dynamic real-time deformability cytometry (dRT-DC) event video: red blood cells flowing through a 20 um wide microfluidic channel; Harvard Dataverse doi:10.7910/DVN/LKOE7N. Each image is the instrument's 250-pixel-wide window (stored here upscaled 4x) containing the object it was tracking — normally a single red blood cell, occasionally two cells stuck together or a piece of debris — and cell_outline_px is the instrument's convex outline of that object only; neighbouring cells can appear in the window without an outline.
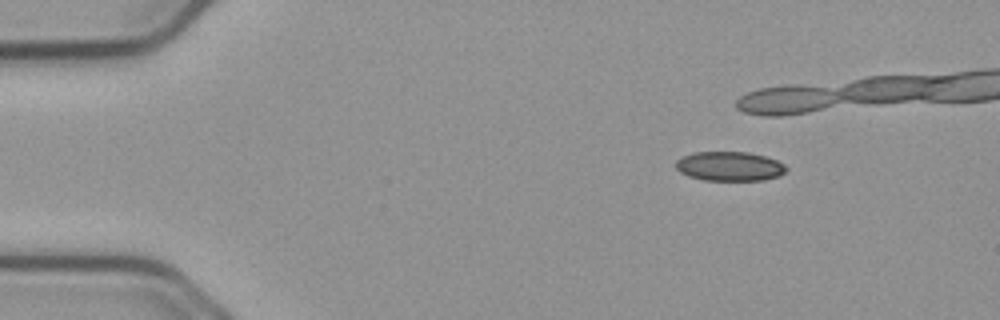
{"species": "common noctule bat (a hibernating species)", "species_latin": "Nyctalus noctula", "temperature_condition": "cold", "stored_images_in_passage": 43, "camera_frame_rate_fps": 3000, "um_per_image_px": 0.085, "animal": {"sex": "male", "body_mass_g": 23.1, "forearm_length_mm": 52.7}, "frame": {"image": 1, "passage_image": 7, "time_ms": 2.0, "image_size_px": [1000, 320], "cell_outline_px": [[788, 168], [780, 176], [764, 180], [704, 180], [688, 176], [680, 172], [676, 168], [676, 160], [684, 156], [696, 152], [748, 152], [764, 156], [776, 160], [784, 164]], "centroid_in_image_um": [62.03, 14.14], "position_along_channel_um": 23.0, "area_um2": 18.84}, "authors_computed_cell_mechanics": {"area_um2": 19.2474, "velocity_mm_per_s": 3.7584, "shape_relaxation_time_tau1_ms": null, "shape_relaxation_time_tau2_ms": 10.6721, "deformation_change_tau1": null, "deformation_change_tau2": 0.1708}}